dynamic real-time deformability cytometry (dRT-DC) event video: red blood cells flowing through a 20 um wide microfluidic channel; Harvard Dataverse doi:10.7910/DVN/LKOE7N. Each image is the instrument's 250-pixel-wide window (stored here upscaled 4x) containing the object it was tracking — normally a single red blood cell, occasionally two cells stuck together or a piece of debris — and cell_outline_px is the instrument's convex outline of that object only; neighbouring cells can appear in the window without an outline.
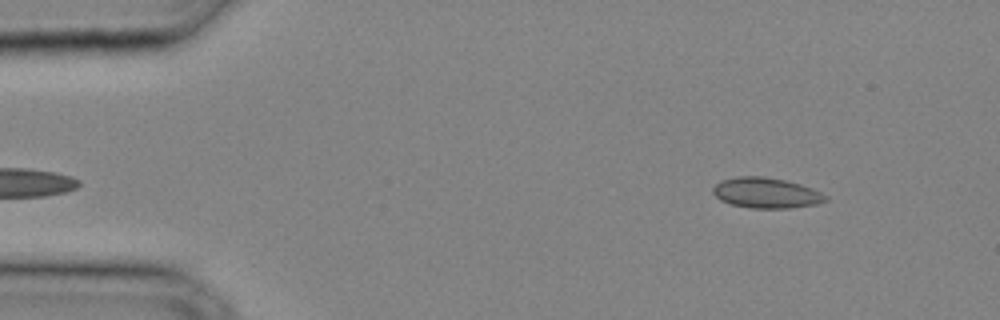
{"species": "common noctule bat (a hibernating species)", "species_latin": "Nyctalus noctula", "temperature_condition": "cold", "stored_images_in_passage": 29, "camera_frame_rate_fps": 3000, "um_per_image_px": 0.085, "animal": {"sex": "male", "body_mass_g": 20.4}, "frame": {"image": 1, "passage_image": 1, "time_ms": 0.0, "image_size_px": [1000, 320], "cell_outline_px": [[828, 200], [816, 204], [788, 208], [752, 208], [732, 204], [720, 200], [712, 192], [712, 188], [720, 180], [736, 176], [764, 176], [784, 180], [800, 184], [812, 188], [828, 196]], "centroid_in_image_um": [65.11, 16.39], "position_along_channel_um": 19.9, "area_um2": 20.0}}
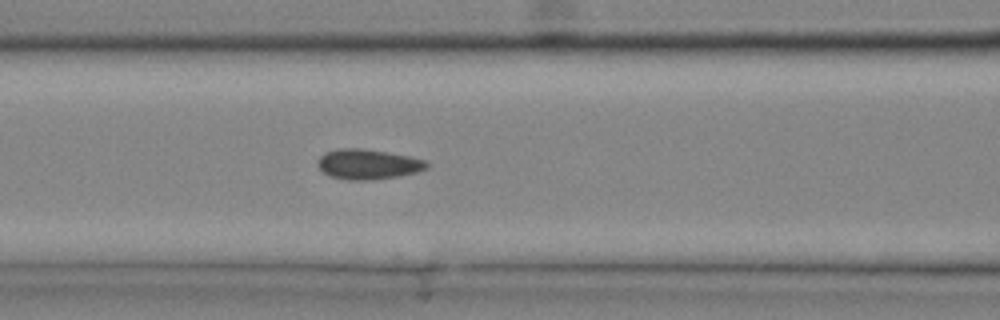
{"frame": {"image": 2, "passage_image": 11, "time_ms": 3.333, "image_size_px": [1000, 320], "cell_outline_px": [[432, 164], [428, 168], [416, 172], [396, 176], [368, 180], [348, 180], [332, 176], [324, 172], [316, 164], [316, 160], [324, 152], [336, 148], [360, 148], [388, 152], [408, 156], [424, 160]], "centroid_in_image_um": [31.26, 13.94], "position_along_channel_um": 135.3, "area_um2": 19.13}}
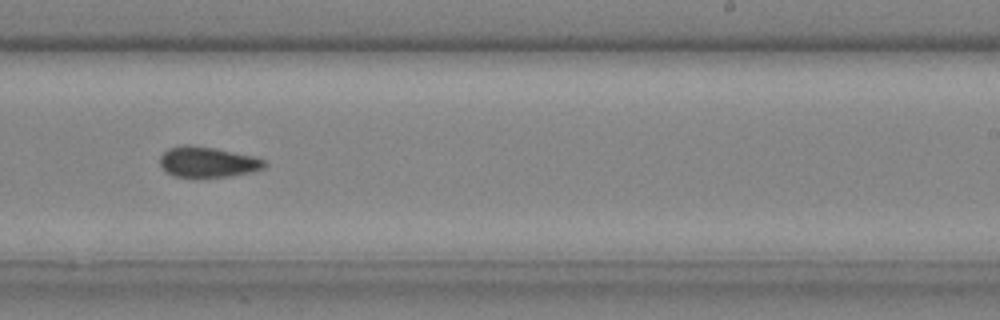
{"frame": {"image": 3, "passage_image": 18, "time_ms": 5.667, "image_size_px": [1000, 320], "cell_outline_px": [[268, 164], [264, 168], [248, 172], [228, 176], [176, 176], [168, 172], [160, 164], [160, 156], [168, 148], [184, 144], [192, 144], [216, 148], [252, 156], [264, 160]], "centroid_in_image_um": [17.64, 13.74], "position_along_channel_um": 271.4, "area_um2": 18.26}}